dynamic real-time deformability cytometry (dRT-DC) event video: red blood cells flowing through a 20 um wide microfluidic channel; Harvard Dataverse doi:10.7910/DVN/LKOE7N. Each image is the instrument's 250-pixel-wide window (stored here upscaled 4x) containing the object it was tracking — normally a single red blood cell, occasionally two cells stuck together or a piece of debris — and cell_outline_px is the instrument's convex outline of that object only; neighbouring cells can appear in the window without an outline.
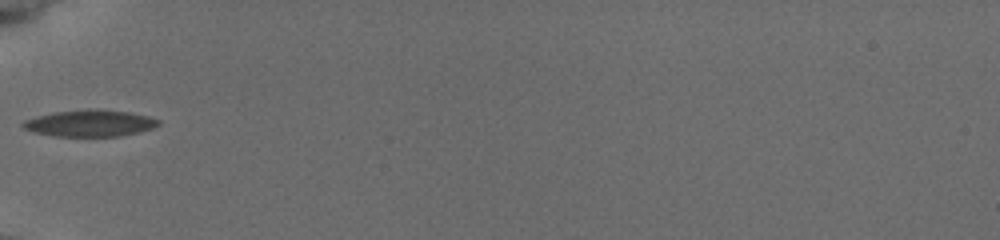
{"species": "common noctule bat (a hibernating species)", "species_latin": "Nyctalus noctula", "temperature_condition": "cold", "stored_images_in_passage": 32, "camera_frame_rate_fps": 3000, "um_per_image_px": 0.085, "animal": {"sex": "female", "body_mass_g": 19.5, "forearm_length_mm": 54.1}, "frame": {"image": 1, "passage_image": 1, "time_ms": 0.0, "image_size_px": [1000, 240], "cell_outline_px": [[160, 124], [152, 128], [136, 132], [116, 136], [56, 136], [36, 132], [24, 128], [20, 124], [24, 120], [36, 116], [52, 112], [88, 108], [100, 108], [128, 112], [148, 116], [160, 120]], "centroid_in_image_um": [7.62, 10.45], "position_along_channel_um": 77.4, "area_um2": 21.04}}
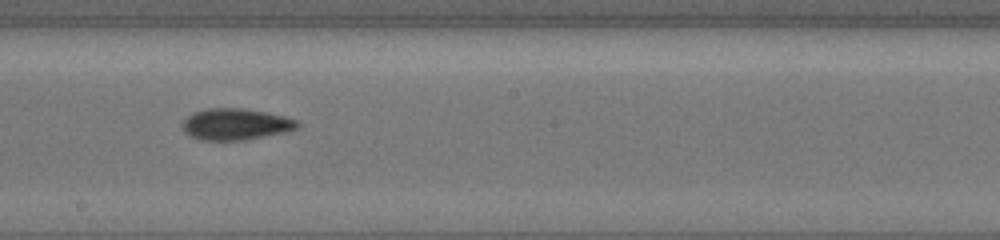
{"frame": {"image": 2, "passage_image": 13, "time_ms": 4.0, "image_size_px": [1000, 240], "cell_outline_px": [[300, 124], [296, 128], [284, 132], [244, 140], [200, 140], [184, 132], [180, 128], [180, 124], [192, 112], [208, 108], [244, 108], [284, 116], [296, 120]], "centroid_in_image_um": [19.97, 10.55], "position_along_channel_um": 228.2, "area_um2": 21.04}}
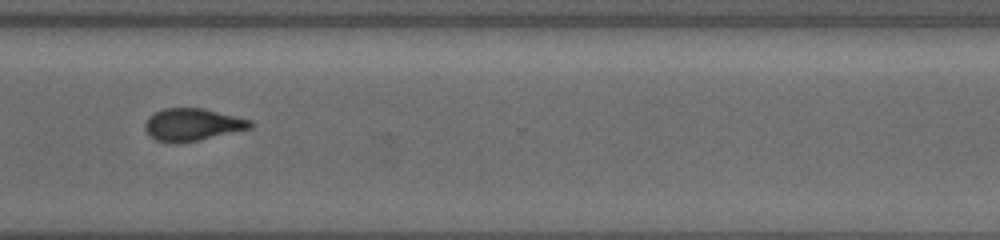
{"frame": {"image": 3, "passage_image": 23, "time_ms": 7.333, "image_size_px": [1000, 240], "cell_outline_px": [[252, 128], [196, 140], [156, 140], [148, 136], [144, 128], [144, 124], [148, 116], [164, 108], [204, 108], [252, 120]], "centroid_in_image_um": [16.35, 10.54], "position_along_channel_um": 354.2, "area_um2": 19.31}, "authors_computed_cell_mechanics": {"area_um2": 20.4901, "velocity_mm_per_s": 3.7819, "shape_relaxation_time_tau1_ms": 3.5869, "shape_relaxation_time_tau2_ms": 4.1537, "deformation_change_tau1": 0.1241, "deformation_change_tau2": 0.104}}